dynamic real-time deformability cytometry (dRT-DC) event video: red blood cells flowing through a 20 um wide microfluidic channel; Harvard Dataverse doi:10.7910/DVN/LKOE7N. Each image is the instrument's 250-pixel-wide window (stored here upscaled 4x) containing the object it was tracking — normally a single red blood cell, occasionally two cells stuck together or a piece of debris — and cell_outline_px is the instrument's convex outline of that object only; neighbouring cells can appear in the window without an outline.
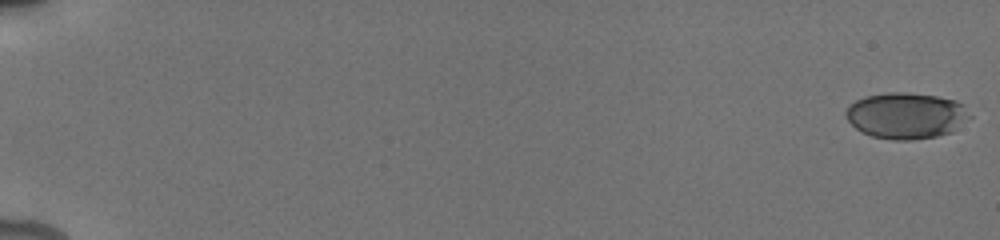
{"species": "human", "species_latin": "Homo sapiens", "temperature_condition": "cold", "stored_images_in_passage": 83, "camera_frame_rate_fps": 3000, "um_per_image_px": 0.085, "donor": {"sex": "male"}, "frame": {"image": 1, "passage_image": 1, "time_ms": 0.0, "image_size_px": [1000, 240], "cell_outline_px": [[972, 116], [952, 132], [936, 136], [912, 140], [892, 140], [872, 136], [856, 128], [848, 120], [844, 112], [856, 100], [864, 96], [888, 92], [904, 92], [936, 96], [956, 100], [964, 104]], "centroid_in_image_um": [77.05, 9.82], "position_along_channel_um": 7.9, "area_um2": 33.35}}
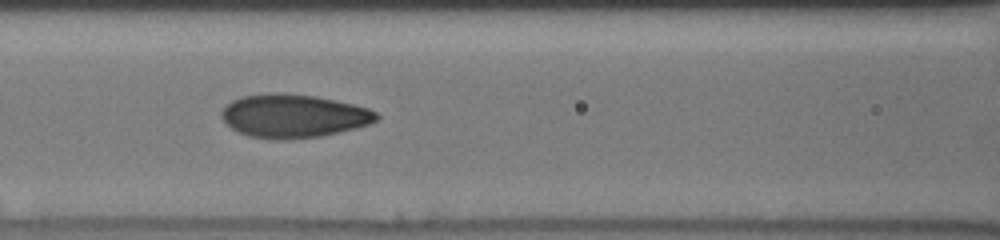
{"frame": {"image": 2, "passage_image": 41, "time_ms": 8.667, "image_size_px": [1000, 240], "cell_outline_px": [[380, 116], [376, 120], [368, 124], [356, 128], [320, 136], [288, 140], [272, 140], [248, 136], [232, 128], [220, 116], [220, 112], [232, 100], [244, 96], [276, 92], [316, 96], [352, 104], [368, 108], [376, 112]], "centroid_in_image_um": [24.94, 9.86], "position_along_channel_um": 141.7, "area_um2": 39.07}}
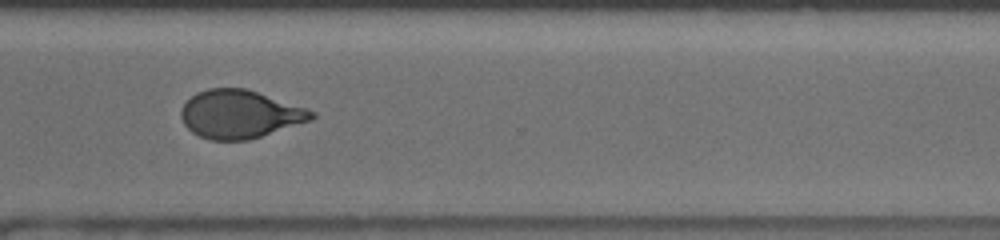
{"frame": {"image": 3, "passage_image": 67, "time_ms": 14.0, "image_size_px": [1000, 240], "cell_outline_px": [[316, 116], [312, 120], [248, 140], [208, 140], [192, 132], [184, 124], [180, 116], [180, 112], [184, 104], [196, 92], [208, 88], [244, 88], [308, 108], [316, 112]], "centroid_in_image_um": [20.39, 9.71], "position_along_channel_um": 350.2, "area_um2": 36.59}, "authors_computed_cell_mechanics": {"area_um2": 36.5874, "velocity_mm_per_s": 3.9201, "shape_relaxation_time_tau1_ms": 3.4489, "shape_relaxation_time_tau2_ms": 1.1357, "deformation_change_tau1": 0.1402, "deformation_change_tau2": 0.0525}}